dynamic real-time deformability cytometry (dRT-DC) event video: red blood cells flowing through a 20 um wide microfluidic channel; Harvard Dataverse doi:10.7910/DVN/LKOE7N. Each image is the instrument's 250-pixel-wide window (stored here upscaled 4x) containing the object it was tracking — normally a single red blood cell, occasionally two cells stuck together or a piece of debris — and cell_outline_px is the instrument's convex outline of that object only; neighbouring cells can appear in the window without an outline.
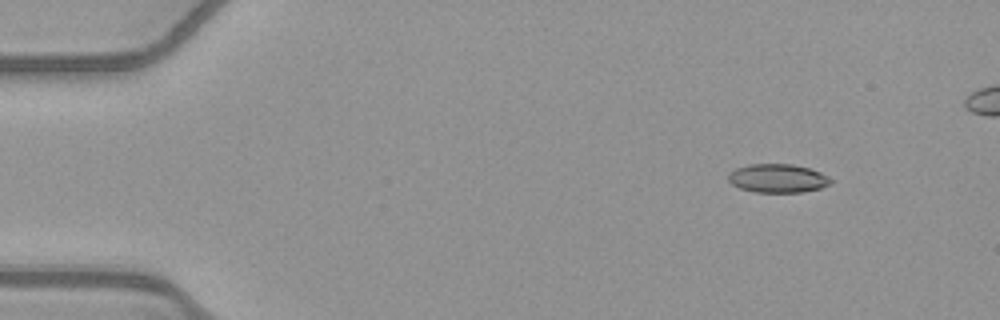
{"species": "common noctule bat (a hibernating species)", "species_latin": "Nyctalus noctula", "temperature_condition": "warm", "stored_images_in_passage": 46, "camera_frame_rate_fps": 3000, "um_per_image_px": 0.085, "animal": {"sex": "female", "body_mass_g": 21.9}, "frame": {"image": 1, "passage_image": 2, "time_ms": 0.333, "image_size_px": [1000, 320], "cell_outline_px": [[832, 180], [828, 184], [820, 188], [800, 192], [756, 192], [740, 188], [732, 184], [728, 180], [728, 172], [736, 168], [748, 164], [792, 164], [808, 168], [820, 172], [828, 176]], "centroid_in_image_um": [66.06, 15.15], "position_along_channel_um": 18.9, "area_um2": 16.99}}
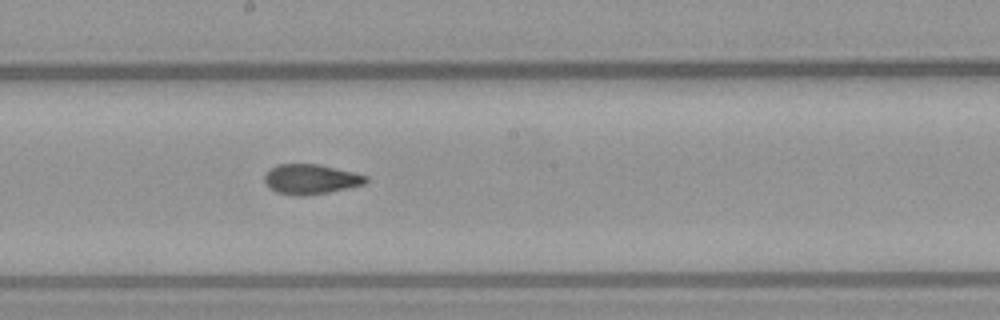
{"frame": {"image": 2, "passage_image": 25, "time_ms": 8.0, "image_size_px": [1000, 320], "cell_outline_px": [[368, 180], [364, 184], [328, 192], [308, 196], [296, 196], [276, 192], [264, 180], [264, 176], [276, 164], [320, 164], [368, 176]], "centroid_in_image_um": [26.42, 15.23], "position_along_channel_um": 221.8, "area_um2": 17.51}}
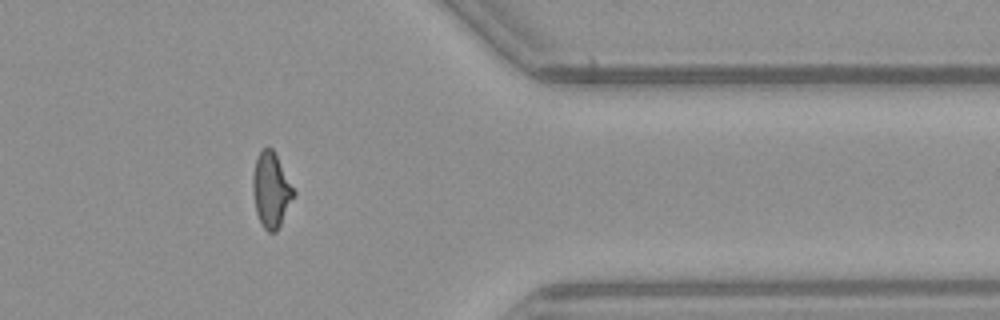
{"frame": {"image": 3, "passage_image": 39, "time_ms": 12.667, "image_size_px": [1000, 320], "cell_outline_px": [[296, 192], [276, 232], [268, 232], [264, 228], [256, 212], [252, 192], [252, 176], [256, 156], [264, 148], [272, 148]], "centroid_in_image_um": [23.02, 16.14], "position_along_channel_um": 388.4, "area_um2": 17.63}, "authors_computed_cell_mechanics": {"area_um2": 17.8602, "velocity_mm_per_s": 3.9384, "shape_relaxation_time_tau1_ms": null, "shape_relaxation_time_tau2_ms": 1.601, "deformation_change_tau1": null, "deformation_change_tau2": 0.0848}}